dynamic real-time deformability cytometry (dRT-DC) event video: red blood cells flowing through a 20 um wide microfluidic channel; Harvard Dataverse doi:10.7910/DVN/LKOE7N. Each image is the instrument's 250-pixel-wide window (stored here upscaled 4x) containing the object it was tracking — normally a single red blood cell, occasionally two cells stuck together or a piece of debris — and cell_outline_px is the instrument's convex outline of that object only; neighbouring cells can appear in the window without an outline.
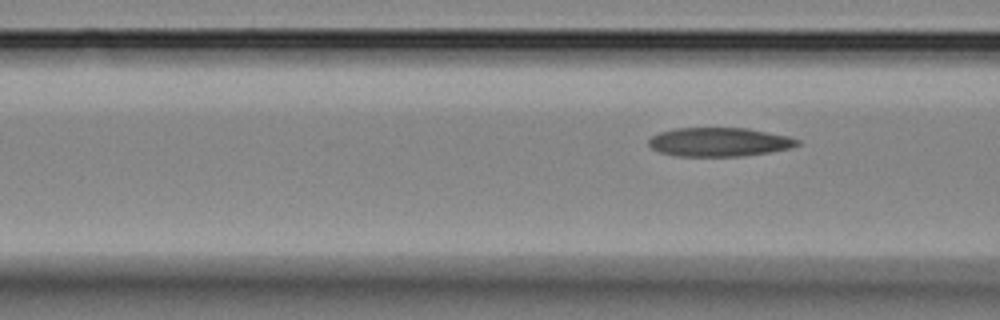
{"species": "Egyptian fruit bat (a non-hibernating species)", "species_latin": "Rousettus aegyptiacus", "temperature_condition": "room temperature", "stored_images_in_passage": 3, "segment_of_instrument_passage": [2, 2], "camera_frame_rate_fps": 3000, "um_per_image_px": 0.085, "animal": {"sex": "female"}, "frame": {"image": 1, "passage_image": 3, "time_ms": 3.333, "image_size_px": [1000, 320], "cell_outline_px": [[800, 144], [788, 148], [768, 152], [740, 156], [676, 156], [660, 152], [652, 148], [648, 144], [648, 140], [652, 136], [660, 132], [676, 128], [748, 128], [788, 136], [800, 140]], "centroid_in_image_um": [61.11, 12.06], "position_along_channel_um": 105.5, "area_um2": 24.85}}